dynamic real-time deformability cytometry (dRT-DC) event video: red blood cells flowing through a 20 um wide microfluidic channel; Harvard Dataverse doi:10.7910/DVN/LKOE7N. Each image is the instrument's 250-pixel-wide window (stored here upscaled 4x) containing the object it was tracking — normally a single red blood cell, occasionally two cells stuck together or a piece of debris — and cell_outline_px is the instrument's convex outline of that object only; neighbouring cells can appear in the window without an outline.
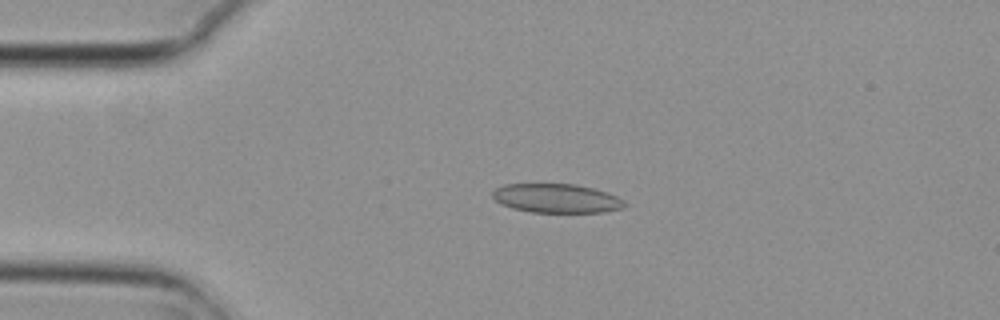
{"species": "common noctule bat (a hibernating species)", "species_latin": "Nyctalus noctula", "temperature_condition": "cold", "stored_images_in_passage": 3, "camera_frame_rate_fps": 3000, "um_per_image_px": 0.085, "animal": {"sex": "female", "body_mass_g": 29.2, "forearm_length_mm": 56.3}, "frame": {"image": 1, "passage_image": 2, "time_ms": 0.333, "image_size_px": [1000, 320], "cell_outline_px": [[628, 204], [624, 208], [604, 212], [532, 212], [512, 208], [500, 204], [492, 196], [492, 192], [496, 188], [504, 184], [576, 184], [592, 188], [616, 196], [624, 200]], "centroid_in_image_um": [47.3, 16.86], "position_along_channel_um": 37.7, "area_um2": 22.31}}
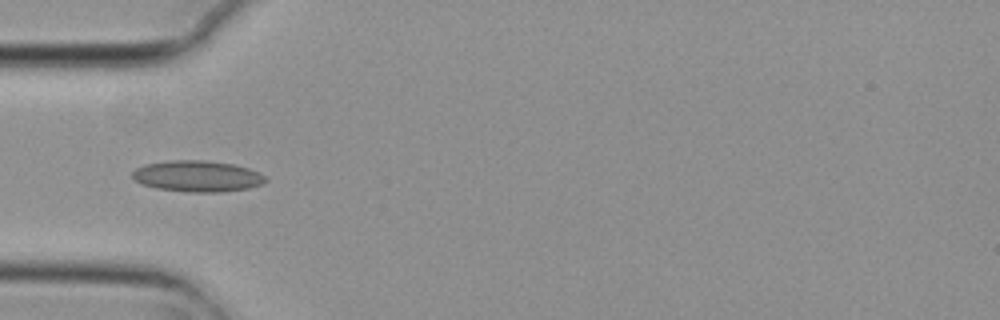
{"frame": {"image": 2, "passage_image": 3, "time_ms": 0.667, "image_size_px": [1000, 320], "cell_outline_px": [[268, 180], [264, 184], [248, 188], [224, 192], [188, 192], [156, 188], [140, 184], [132, 176], [132, 172], [136, 168], [144, 164], [172, 160], [204, 160], [232, 164], [248, 168], [264, 176]], "centroid_in_image_um": [16.76, 14.98], "position_along_channel_um": 68.2, "area_um2": 24.22}}